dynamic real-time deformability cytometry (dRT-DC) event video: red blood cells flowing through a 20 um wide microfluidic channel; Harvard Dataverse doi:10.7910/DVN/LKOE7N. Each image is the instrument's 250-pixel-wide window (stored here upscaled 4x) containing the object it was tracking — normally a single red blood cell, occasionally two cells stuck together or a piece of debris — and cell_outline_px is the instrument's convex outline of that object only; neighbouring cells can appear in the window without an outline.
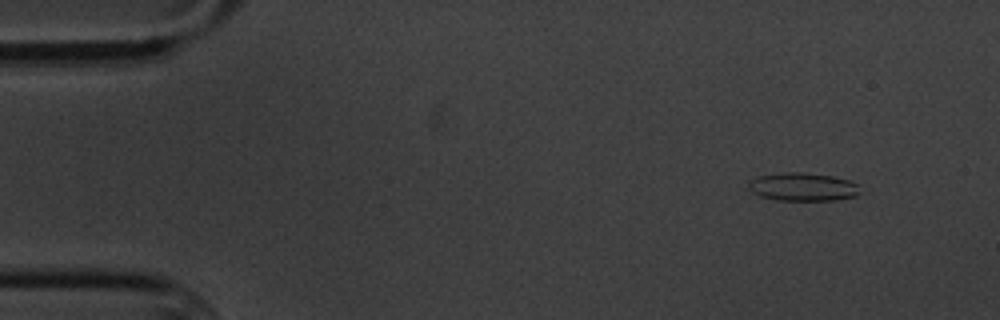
{"species": "common noctule bat (a hibernating species)", "species_latin": "Nyctalus noctula", "temperature_condition": "cold", "stored_images_in_passage": 15, "camera_frame_rate_fps": 3000, "um_per_image_px": 0.085, "animal": {"sex": "male", "body_mass_g": 20.1, "forearm_length_mm": 53.5}, "frame": {"image": 1, "passage_image": 2, "time_ms": 1.0, "image_size_px": [1000, 320], "cell_outline_px": [[860, 192], [856, 196], [836, 200], [776, 200], [760, 196], [752, 192], [748, 188], [748, 180], [760, 176], [780, 172], [804, 172], [832, 176], [848, 180], [856, 184]], "centroid_in_image_um": [68.2, 15.88], "position_along_channel_um": 16.8, "area_um2": 18.38}}
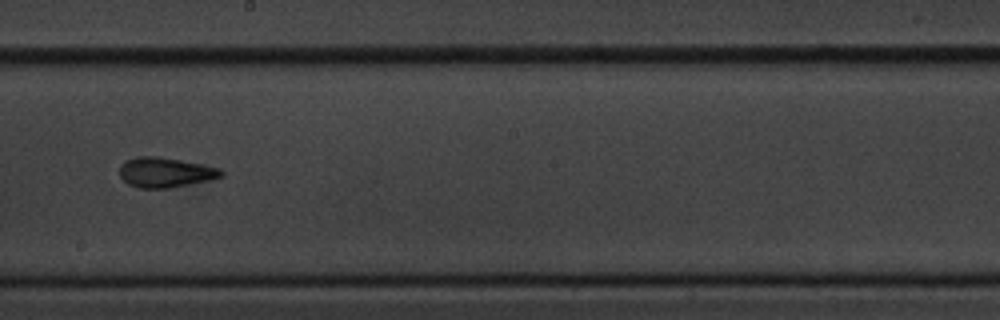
{"frame": {"image": 2, "passage_image": 9, "time_ms": 10.0, "image_size_px": [1000, 320], "cell_outline_px": [[224, 176], [208, 180], [168, 188], [140, 188], [128, 184], [120, 176], [120, 164], [124, 160], [136, 156], [156, 156], [180, 160], [220, 168], [224, 172]], "centroid_in_image_um": [14.02, 14.64], "position_along_channel_um": 234.2, "area_um2": 17.69}}
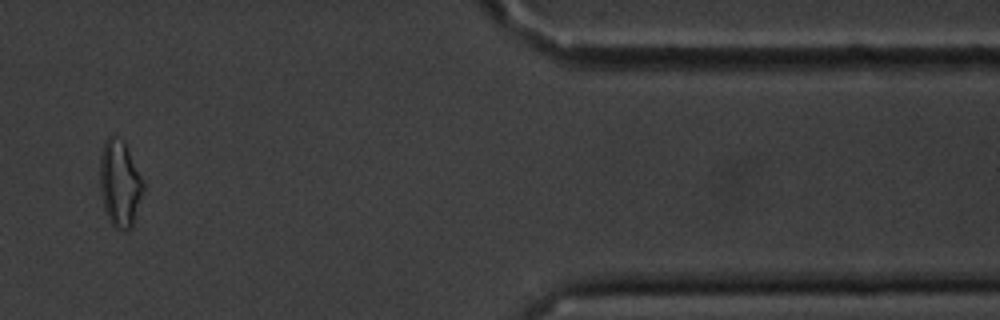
{"frame": {"image": 3, "passage_image": 14, "time_ms": 16.0, "image_size_px": [1000, 320], "cell_outline_px": [[144, 188], [132, 228], [124, 232], [116, 228], [108, 220], [104, 208], [100, 192], [100, 156], [104, 140], [108, 136], [112, 136], [124, 140], [144, 180]], "centroid_in_image_um": [10.19, 15.6], "position_along_channel_um": 401.2, "area_um2": 22.25}, "authors_computed_cell_mechanics": {"area_um2": 17.7446, "velocity_mm_per_s": 3.4536, "shape_relaxation_time_tau1_ms": 3.6928, "shape_relaxation_time_tau2_ms": 4.0458, "deformation_change_tau1": 0.1236, "deformation_change_tau2": 0.1094}}